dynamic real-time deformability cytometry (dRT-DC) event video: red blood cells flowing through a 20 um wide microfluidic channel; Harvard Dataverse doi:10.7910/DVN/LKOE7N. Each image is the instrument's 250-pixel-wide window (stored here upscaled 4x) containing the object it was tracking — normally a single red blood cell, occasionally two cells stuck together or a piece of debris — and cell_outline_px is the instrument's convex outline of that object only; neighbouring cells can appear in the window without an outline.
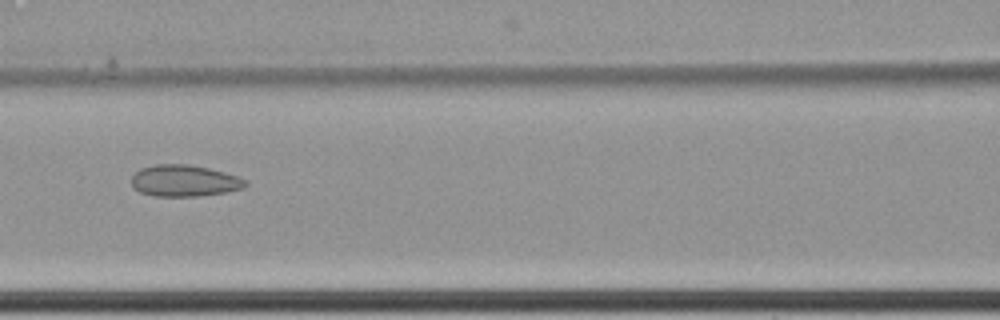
{"species": "common noctule bat (a hibernating species)", "species_latin": "Nyctalus noctula", "temperature_condition": "cold", "stored_images_in_passage": 14, "camera_frame_rate_fps": 3000, "um_per_image_px": 0.085, "animal": {"sex": "female", "body_mass_g": 22.7, "forearm_length_mm": 54.2}, "frame": {"image": 1, "passage_image": 8, "time_ms": 2.333, "image_size_px": [1000, 320], "cell_outline_px": [[248, 184], [244, 188], [228, 192], [200, 196], [152, 196], [140, 192], [132, 184], [132, 176], [140, 168], [156, 164], [188, 164], [208, 168], [224, 172], [248, 180]], "centroid_in_image_um": [15.7, 15.37], "position_along_channel_um": 150.9, "area_um2": 21.04}}
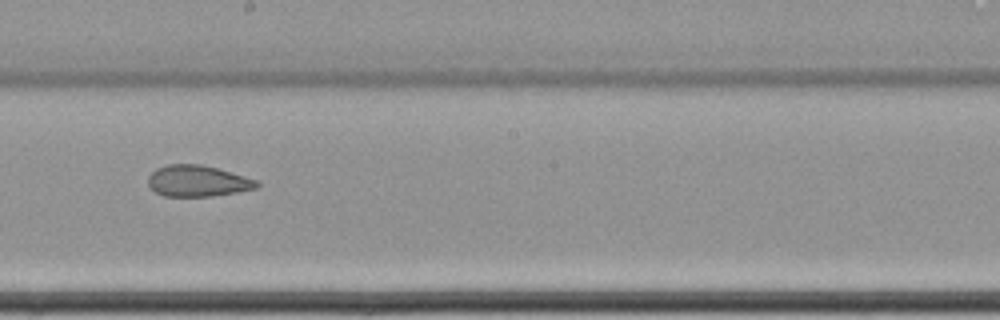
{"frame": {"image": 2, "passage_image": 10, "time_ms": 3.0, "image_size_px": [1000, 320], "cell_outline_px": [[260, 184], [256, 188], [236, 192], [212, 196], [164, 196], [156, 192], [148, 184], [148, 176], [156, 168], [168, 164], [200, 164], [216, 168], [244, 176], [256, 180]], "centroid_in_image_um": [16.77, 15.38], "position_along_channel_um": 231.4, "area_um2": 19.59}}
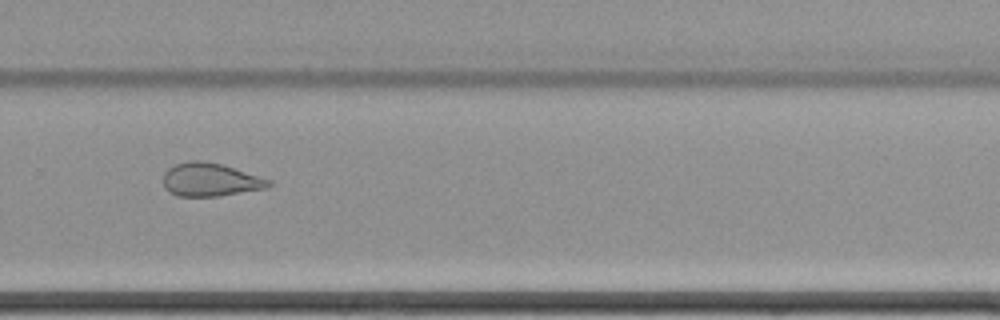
{"frame": {"image": 3, "passage_image": 12, "time_ms": 3.667, "image_size_px": [1000, 320], "cell_outline_px": [[272, 184], [268, 188], [220, 196], [176, 196], [168, 192], [164, 188], [164, 172], [168, 168], [176, 164], [188, 160], [200, 160], [224, 164], [272, 180]], "centroid_in_image_um": [17.89, 15.27], "position_along_channel_um": 311.9, "area_um2": 20.81}}